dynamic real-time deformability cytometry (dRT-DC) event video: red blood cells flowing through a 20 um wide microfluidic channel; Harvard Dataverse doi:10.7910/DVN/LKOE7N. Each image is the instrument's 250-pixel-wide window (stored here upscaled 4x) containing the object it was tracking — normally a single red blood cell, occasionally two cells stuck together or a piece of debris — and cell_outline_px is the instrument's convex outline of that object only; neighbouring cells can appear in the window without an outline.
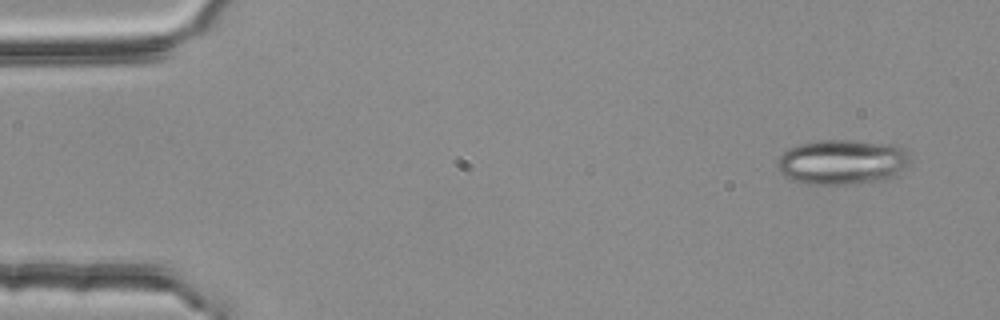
{"species": "common noctule bat (a hibernating species)", "species_latin": "Nyctalus noctula", "temperature_condition": "room temperature", "stored_images_in_passage": 3, "camera_frame_rate_fps": 3000, "um_per_image_px": 0.085, "animal": {"sex": "female", "body_mass_g": 25.1}, "frame": {"image": 1, "passage_image": 1, "time_ms": 0.0, "image_size_px": [1000, 320], "cell_outline_px": [[908, 164], [900, 176], [888, 180], [848, 184], [808, 184], [788, 180], [780, 172], [776, 164], [780, 156], [788, 148], [796, 144], [820, 140], [852, 140], [896, 144], [904, 148], [908, 156]], "centroid_in_image_um": [71.6, 13.78], "position_along_channel_um": 13.4, "area_um2": 35.55}}